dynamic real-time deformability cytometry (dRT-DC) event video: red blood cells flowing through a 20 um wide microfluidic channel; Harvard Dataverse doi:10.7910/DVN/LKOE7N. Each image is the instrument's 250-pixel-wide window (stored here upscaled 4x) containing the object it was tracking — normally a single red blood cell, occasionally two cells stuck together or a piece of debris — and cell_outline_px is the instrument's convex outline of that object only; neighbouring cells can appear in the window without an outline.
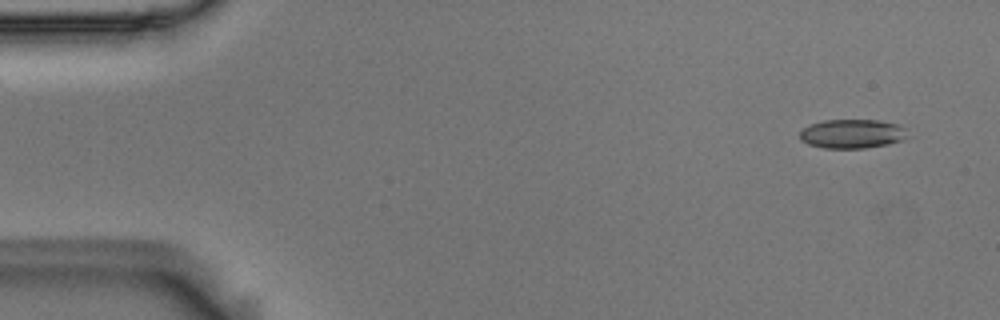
{"species": "Egyptian fruit bat (a non-hibernating species)", "species_latin": "Rousettus aegyptiacus", "temperature_condition": "room temperature", "stored_images_in_passage": 2, "camera_frame_rate_fps": 3000, "um_per_image_px": 0.085, "animal": {"sex": "male"}, "frame": {"image": 1, "passage_image": 2, "time_ms": 0.333, "image_size_px": [1000, 320], "cell_outline_px": [[908, 128], [904, 136], [900, 140], [888, 144], [864, 148], [824, 148], [808, 144], [800, 140], [800, 132], [804, 128], [812, 124], [824, 120], [880, 120], [900, 124]], "centroid_in_image_um": [72.44, 11.36], "position_along_channel_um": 12.6, "area_um2": 18.21}}